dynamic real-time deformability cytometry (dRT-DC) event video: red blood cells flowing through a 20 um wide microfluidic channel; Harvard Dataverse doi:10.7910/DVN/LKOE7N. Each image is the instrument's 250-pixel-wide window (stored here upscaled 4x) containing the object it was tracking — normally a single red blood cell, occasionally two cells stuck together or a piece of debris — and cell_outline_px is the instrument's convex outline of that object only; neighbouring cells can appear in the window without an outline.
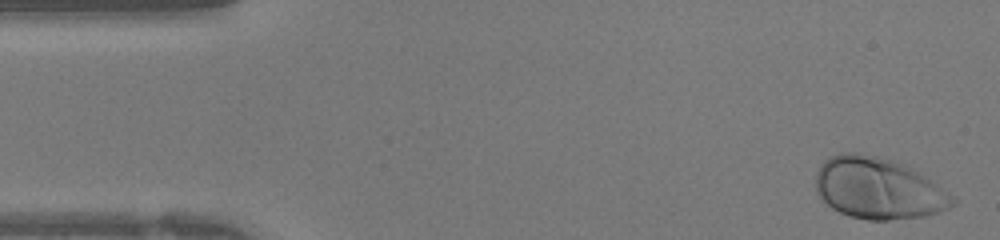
{"species": "human", "species_latin": "Homo sapiens", "temperature_condition": "warm", "stored_images_in_passage": 41, "camera_frame_rate_fps": 3000, "um_per_image_px": 0.085, "donor": {"sex": "female"}, "frame": {"image": 1, "passage_image": 1, "time_ms": 0.0, "image_size_px": [1000, 240], "cell_outline_px": [[956, 204], [940, 212], [924, 216], [888, 220], [868, 220], [852, 216], [840, 212], [832, 208], [816, 192], [816, 172], [820, 164], [824, 160], [840, 152], [856, 152], [900, 160], [908, 164], [948, 192], [956, 200]], "centroid_in_image_um": [74.67, 15.98], "position_along_channel_um": 10.3, "area_um2": 49.42}}
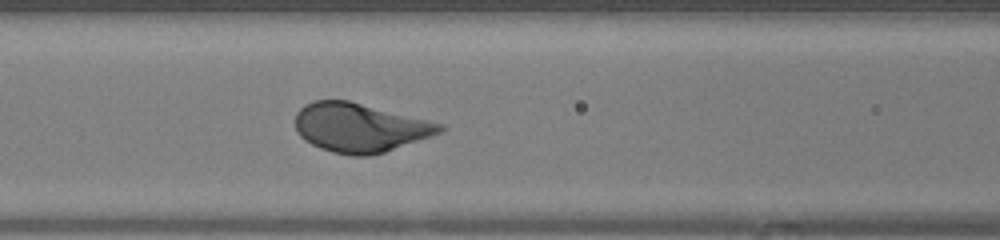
{"frame": {"image": 2, "passage_image": 16, "time_ms": 5.0, "image_size_px": [1000, 240], "cell_outline_px": [[448, 128], [444, 132], [384, 152], [368, 156], [352, 156], [332, 152], [320, 148], [304, 140], [296, 132], [296, 112], [304, 104], [316, 100], [348, 100], [444, 124]], "centroid_in_image_um": [30.6, 10.85], "position_along_channel_um": 136.0, "area_um2": 41.38}}
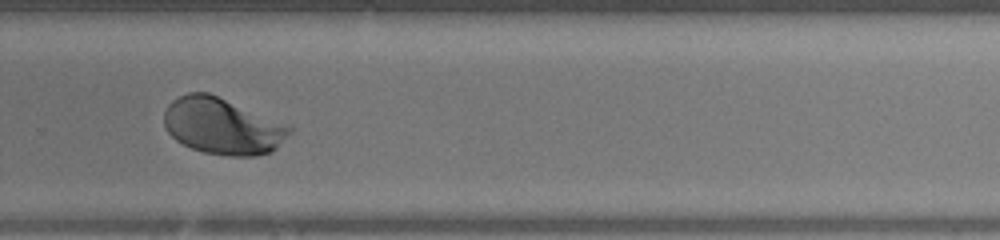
{"frame": {"image": 3, "passage_image": 27, "time_ms": 8.667, "image_size_px": [1000, 240], "cell_outline_px": [[292, 132], [272, 152], [256, 156], [228, 156], [204, 152], [192, 148], [176, 140], [164, 128], [164, 112], [168, 104], [172, 100], [188, 92], [208, 92], [292, 124]], "centroid_in_image_um": [18.96, 10.71], "position_along_channel_um": 310.8, "area_um2": 41.85}}